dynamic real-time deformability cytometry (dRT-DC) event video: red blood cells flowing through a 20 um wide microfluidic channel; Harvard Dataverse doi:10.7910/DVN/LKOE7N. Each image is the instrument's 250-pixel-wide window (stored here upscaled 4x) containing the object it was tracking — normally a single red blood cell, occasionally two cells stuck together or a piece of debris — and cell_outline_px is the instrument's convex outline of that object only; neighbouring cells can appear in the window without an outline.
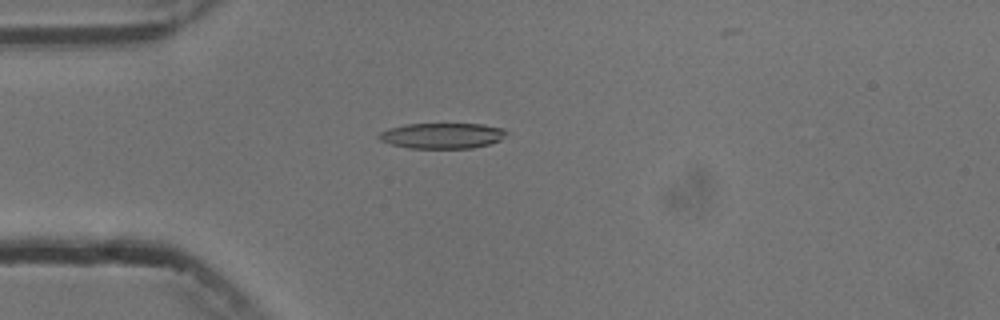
{"species": "common noctule bat (a hibernating species)", "species_latin": "Nyctalus noctula", "temperature_condition": "cold", "stored_images_in_passage": 6, "camera_frame_rate_fps": 3000, "um_per_image_px": 0.085, "animal": {"sex": "male", "body_mass_g": 13.3}, "frame": {"image": 1, "passage_image": 5, "time_ms": 4.667, "image_size_px": [1000, 320], "cell_outline_px": [[508, 132], [500, 140], [488, 144], [472, 148], [408, 148], [392, 144], [380, 140], [376, 136], [380, 132], [388, 128], [404, 124], [484, 124], [504, 128]], "centroid_in_image_um": [37.58, 11.52], "position_along_channel_um": 47.4, "area_um2": 19.07}}